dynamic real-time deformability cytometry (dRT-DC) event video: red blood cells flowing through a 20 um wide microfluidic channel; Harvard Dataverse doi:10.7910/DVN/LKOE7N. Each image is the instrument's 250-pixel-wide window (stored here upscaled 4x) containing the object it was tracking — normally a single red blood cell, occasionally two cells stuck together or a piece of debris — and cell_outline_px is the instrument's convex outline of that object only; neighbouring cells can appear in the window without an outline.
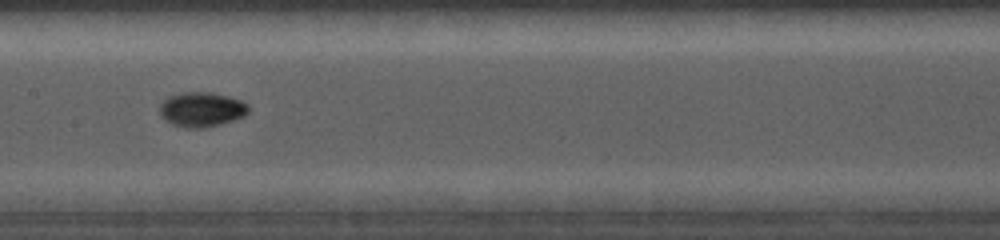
{"species": "common noctule bat (a hibernating species)", "species_latin": "Nyctalus noctula", "temperature_condition": "cold", "stored_images_in_passage": 25, "camera_frame_rate_fps": 5000, "um_per_image_px": 0.085, "animal": {"sex": "female", "body_mass_g": 19.0, "forearm_length_mm": 56.7}, "frame": {"image": 1, "passage_image": 10, "time_ms": 6.4, "image_size_px": [1000, 240], "cell_outline_px": [[248, 112], [244, 116], [220, 124], [200, 128], [184, 128], [172, 124], [164, 120], [160, 116], [160, 104], [168, 96], [184, 92], [208, 92], [228, 96], [240, 100], [248, 104]], "centroid_in_image_um": [17.1, 9.3], "position_along_channel_um": 190.3, "area_um2": 17.92}}
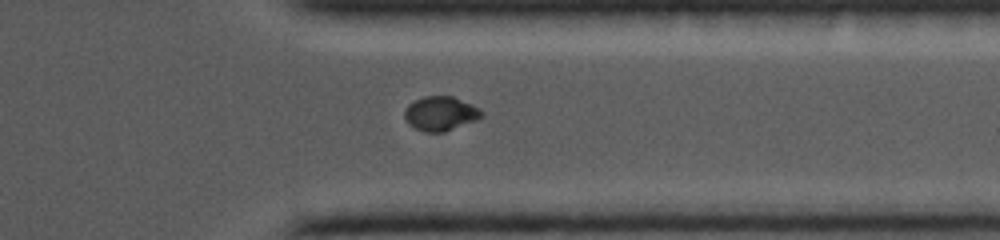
{"frame": {"image": 2, "passage_image": 18, "time_ms": 10.4, "image_size_px": [1000, 240], "cell_outline_px": [[484, 116], [476, 120], [444, 132], [424, 132], [408, 124], [404, 116], [404, 108], [408, 104], [424, 96], [452, 96], [480, 108], [484, 112]], "centroid_in_image_um": [37.44, 9.65], "position_along_channel_um": 374.0, "area_um2": 15.43}}
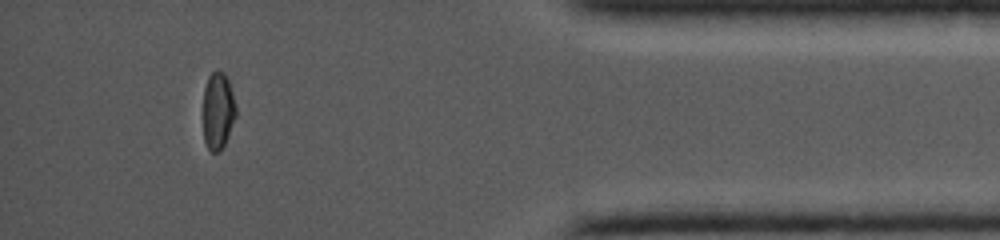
{"frame": {"image": 3, "passage_image": 22, "time_ms": 12.0, "image_size_px": [1000, 240], "cell_outline_px": [[236, 116], [224, 144], [220, 152], [212, 152], [208, 148], [204, 140], [204, 88], [208, 76], [212, 72], [224, 72], [228, 80], [236, 108]], "centroid_in_image_um": [18.52, 9.43], "position_along_channel_um": 416.7, "area_um2": 14.45}}